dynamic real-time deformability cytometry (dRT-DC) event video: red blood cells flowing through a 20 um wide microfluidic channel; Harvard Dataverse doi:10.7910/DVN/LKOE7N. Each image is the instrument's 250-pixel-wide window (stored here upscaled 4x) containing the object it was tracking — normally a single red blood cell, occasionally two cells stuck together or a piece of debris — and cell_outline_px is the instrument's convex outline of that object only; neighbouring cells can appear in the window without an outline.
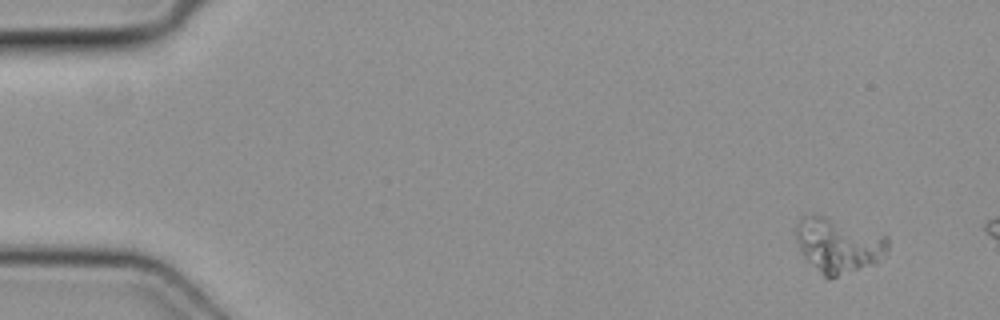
{"species": "common noctule bat (a hibernating species)", "species_latin": "Nyctalus noctula", "temperature_condition": "cold", "stored_images_in_passage": 3, "camera_frame_rate_fps": 3000, "um_per_image_px": 0.085, "animal": {"sex": "female", "body_mass_g": 19.3, "forearm_length_mm": 54.1}, "frame": {"image": 1, "passage_image": 1, "time_ms": 0.0, "image_size_px": [1000, 320], "cell_outline_px": [[888, 248], [876, 264], [828, 280], [804, 260], [800, 252], [796, 240], [796, 224], [800, 216], [824, 216], [888, 236]], "centroid_in_image_um": [71.22, 20.89], "position_along_channel_um": 13.8, "area_um2": 29.54}}